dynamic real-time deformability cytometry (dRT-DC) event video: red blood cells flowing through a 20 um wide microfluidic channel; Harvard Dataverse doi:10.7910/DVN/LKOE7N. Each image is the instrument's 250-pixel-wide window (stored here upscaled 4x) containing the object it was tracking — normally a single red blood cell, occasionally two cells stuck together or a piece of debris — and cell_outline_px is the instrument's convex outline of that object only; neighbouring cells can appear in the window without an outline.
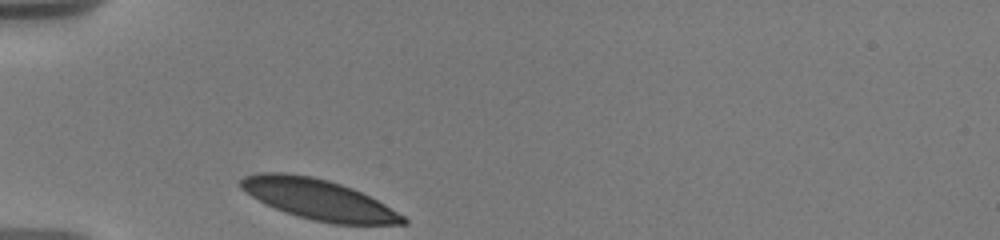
{"species": "human", "species_latin": "Homo sapiens", "temperature_condition": "warm", "stored_images_in_passage": 32, "camera_frame_rate_fps": 3000, "um_per_image_px": 0.085, "donor": {"sex": "male"}, "frame": {"image": 1, "passage_image": 1, "time_ms": 0.0, "image_size_px": [1000, 240], "cell_outline_px": [[408, 224], [332, 224], [312, 220], [296, 216], [284, 212], [252, 196], [240, 188], [240, 180], [244, 176], [256, 172], [284, 172], [312, 176], [328, 180], [352, 188], [384, 204], [404, 216], [408, 220]], "centroid_in_image_um": [27.06, 16.95], "position_along_channel_um": 57.9, "area_um2": 37.97}}
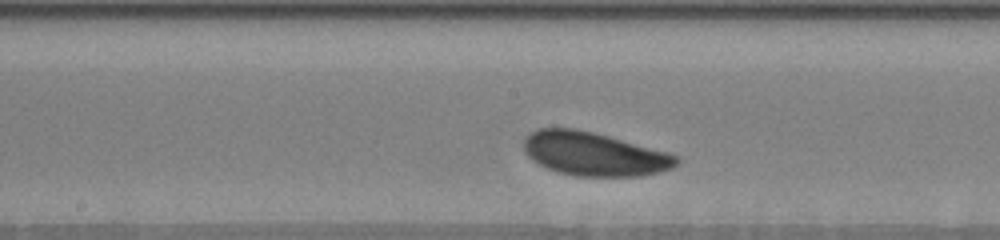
{"frame": {"image": 2, "passage_image": 16, "time_ms": 4.333, "image_size_px": [1000, 240], "cell_outline_px": [[680, 164], [672, 168], [660, 172], [640, 176], [576, 176], [556, 172], [536, 164], [524, 152], [524, 140], [536, 128], [576, 128], [608, 136], [668, 152], [680, 156]], "centroid_in_image_um": [50.51, 13.1], "position_along_channel_um": 197.7, "area_um2": 39.07}}
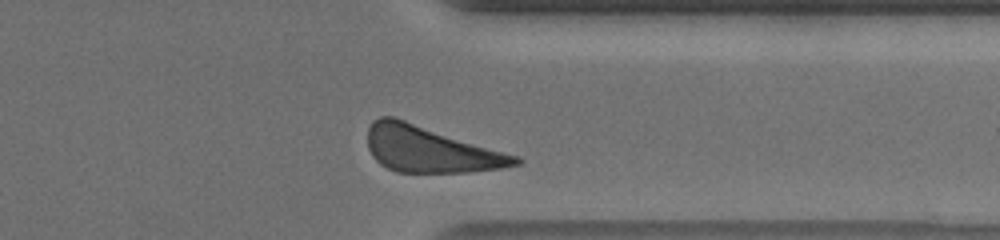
{"frame": {"image": 3, "passage_image": 31, "time_ms": 9.333, "image_size_px": [1000, 240], "cell_outline_px": [[524, 160], [520, 164], [504, 168], [468, 172], [396, 172], [380, 164], [372, 156], [368, 148], [368, 128], [372, 120], [380, 116], [392, 116], [520, 156]], "centroid_in_image_um": [36.59, 12.7], "position_along_channel_um": 374.8, "area_um2": 39.82}, "authors_computed_cell_mechanics": {"area_um2": 38.9283, "velocity_mm_per_s": 3.5336, "shape_relaxation_time_tau1_ms": 2.1316, "shape_relaxation_time_tau2_ms": null, "deformation_change_tau1": 0.1166, "deformation_change_tau2": null}}